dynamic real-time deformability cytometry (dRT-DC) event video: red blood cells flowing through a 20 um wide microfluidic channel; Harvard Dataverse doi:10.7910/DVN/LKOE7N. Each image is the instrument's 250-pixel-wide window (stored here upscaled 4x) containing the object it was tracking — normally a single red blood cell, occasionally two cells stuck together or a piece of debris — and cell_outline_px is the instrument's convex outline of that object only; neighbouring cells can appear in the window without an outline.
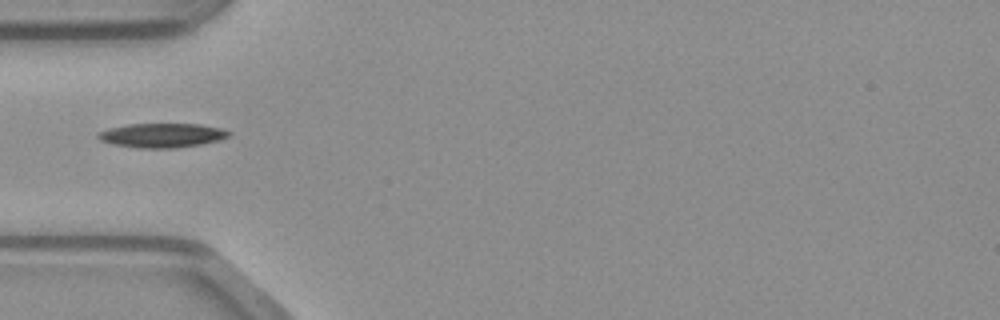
{"species": "common noctule bat (a hibernating species)", "species_latin": "Nyctalus noctula", "temperature_condition": "warm", "stored_images_in_passage": 29, "camera_frame_rate_fps": 3000, "um_per_image_px": 0.085, "animal": {"sex": "male", "body_mass_g": 23.1, "forearm_length_mm": 52.7}, "frame": {"image": 1, "passage_image": 1, "time_ms": 0.0, "image_size_px": [1000, 320], "cell_outline_px": [[232, 132], [228, 136], [220, 140], [200, 144], [176, 148], [136, 148], [112, 144], [100, 140], [96, 136], [100, 132], [108, 128], [128, 124], [200, 124], [220, 128]], "centroid_in_image_um": [13.76, 11.51], "position_along_channel_um": 71.2, "area_um2": 18.5}}
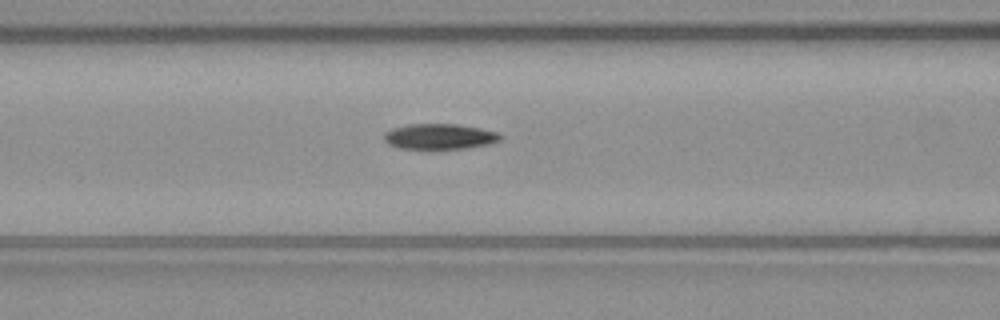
{"frame": {"image": 2, "passage_image": 5, "time_ms": 1.333, "image_size_px": [1000, 320], "cell_outline_px": [[504, 136], [500, 140], [488, 144], [468, 148], [400, 148], [388, 144], [384, 140], [384, 132], [392, 128], [408, 124], [460, 124], [500, 132]], "centroid_in_image_um": [37.39, 11.59], "position_along_channel_um": 129.2, "area_um2": 17.34}}
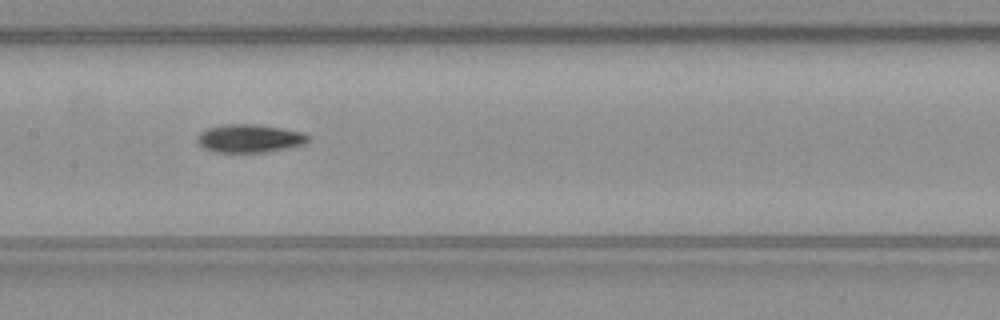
{"frame": {"image": 3, "passage_image": 9, "time_ms": 2.667, "image_size_px": [1000, 320], "cell_outline_px": [[308, 140], [304, 144], [264, 152], [216, 152], [204, 148], [196, 140], [196, 136], [200, 132], [208, 128], [224, 124], [256, 124], [280, 128], [300, 132], [308, 136]], "centroid_in_image_um": [21.14, 11.76], "position_along_channel_um": 186.3, "area_um2": 17.92}}